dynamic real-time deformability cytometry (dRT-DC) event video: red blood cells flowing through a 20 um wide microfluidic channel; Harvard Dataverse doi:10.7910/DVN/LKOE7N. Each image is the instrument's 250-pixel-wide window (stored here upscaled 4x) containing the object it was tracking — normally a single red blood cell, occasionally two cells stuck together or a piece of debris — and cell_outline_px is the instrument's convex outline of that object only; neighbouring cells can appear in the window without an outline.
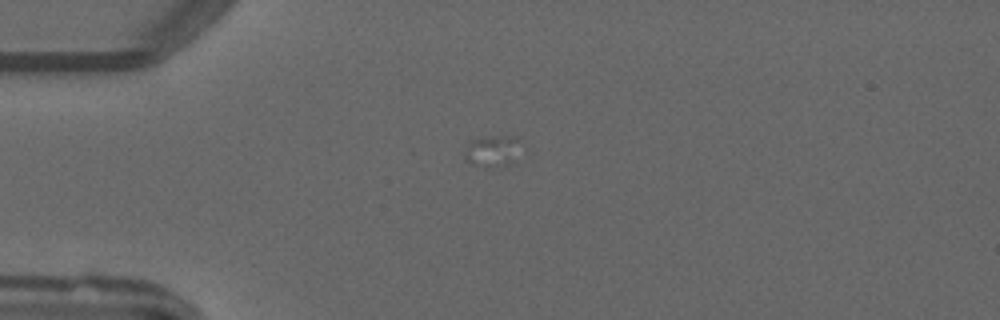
{"species": "common noctule bat (a hibernating species)", "species_latin": "Nyctalus noctula", "temperature_condition": "warm", "stored_images_in_passage": 2, "camera_frame_rate_fps": 3000, "um_per_image_px": 0.085, "animal": {"sex": "male", "forearm_length_mm": 52.5}, "frame": {"image": 1, "passage_image": 1, "time_ms": 0.0, "image_size_px": [1000, 320], "cell_outline_px": [[520, 140], [516, 164], [492, 168], [484, 168], [472, 164], [464, 156], [468, 140], [488, 136], [516, 136]], "centroid_in_image_um": [41.89, 12.86], "position_along_channel_um": 43.1, "area_um2": 10.81}}